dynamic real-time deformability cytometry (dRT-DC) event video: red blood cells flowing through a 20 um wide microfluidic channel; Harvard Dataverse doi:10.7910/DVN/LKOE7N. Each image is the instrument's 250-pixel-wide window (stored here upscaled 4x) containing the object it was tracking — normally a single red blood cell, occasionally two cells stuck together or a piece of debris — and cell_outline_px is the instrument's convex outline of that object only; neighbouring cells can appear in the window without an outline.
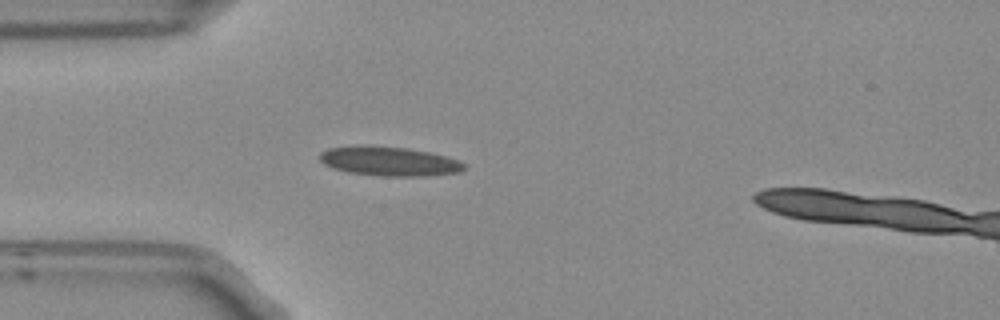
{"species": "Egyptian fruit bat (a non-hibernating species)", "species_latin": "Rousettus aegyptiacus", "temperature_condition": "room temperature", "stored_images_in_passage": 3, "camera_frame_rate_fps": 3000, "um_per_image_px": 0.085, "frame": {"image": 1, "passage_image": 3, "time_ms": 0.667, "image_size_px": [1000, 320], "cell_outline_px": [[464, 168], [456, 172], [424, 176], [384, 176], [348, 172], [332, 168], [324, 164], [320, 160], [320, 152], [328, 148], [356, 144], [368, 144], [408, 148], [428, 152], [444, 156], [456, 160], [464, 164]], "centroid_in_image_um": [32.97, 13.68], "position_along_channel_um": 52.0, "area_um2": 24.68}}